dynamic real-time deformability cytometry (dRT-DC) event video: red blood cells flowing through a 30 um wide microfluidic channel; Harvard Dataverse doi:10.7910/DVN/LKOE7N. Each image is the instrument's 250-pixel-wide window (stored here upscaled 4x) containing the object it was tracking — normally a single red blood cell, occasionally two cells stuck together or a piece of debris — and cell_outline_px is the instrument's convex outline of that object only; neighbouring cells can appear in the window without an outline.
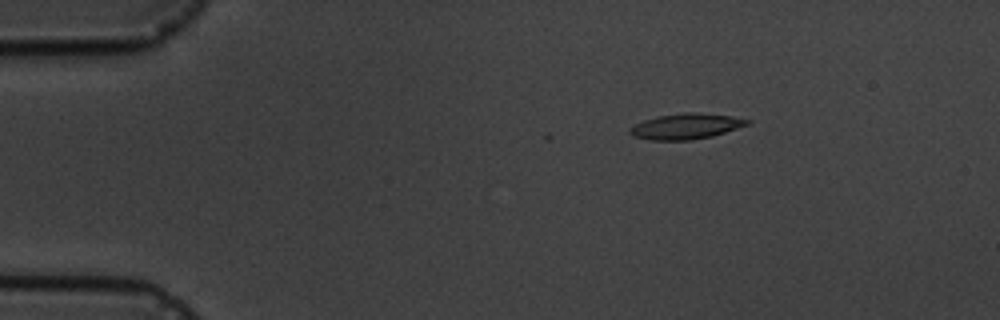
{"species": "common noctule bat (a hibernating species)", "species_latin": "Nyctalus noctula", "temperature_condition": "cold", "stored_images_in_passage": 4, "camera_frame_rate_fps": 3000, "um_per_image_px": 0.085, "animal": {"sex": "male", "body_mass_g": 19.5, "forearm_length_mm": 54.6}, "frame": {"image": 1, "passage_image": 1, "time_ms": 0.0, "image_size_px": [1000, 320], "cell_outline_px": [[752, 120], [748, 124], [712, 136], [692, 140], [652, 140], [632, 136], [628, 132], [628, 128], [644, 120], [656, 116], [684, 112], [692, 112], [732, 116]], "centroid_in_image_um": [58.26, 10.73], "position_along_channel_um": 26.7, "area_um2": 17.46}}